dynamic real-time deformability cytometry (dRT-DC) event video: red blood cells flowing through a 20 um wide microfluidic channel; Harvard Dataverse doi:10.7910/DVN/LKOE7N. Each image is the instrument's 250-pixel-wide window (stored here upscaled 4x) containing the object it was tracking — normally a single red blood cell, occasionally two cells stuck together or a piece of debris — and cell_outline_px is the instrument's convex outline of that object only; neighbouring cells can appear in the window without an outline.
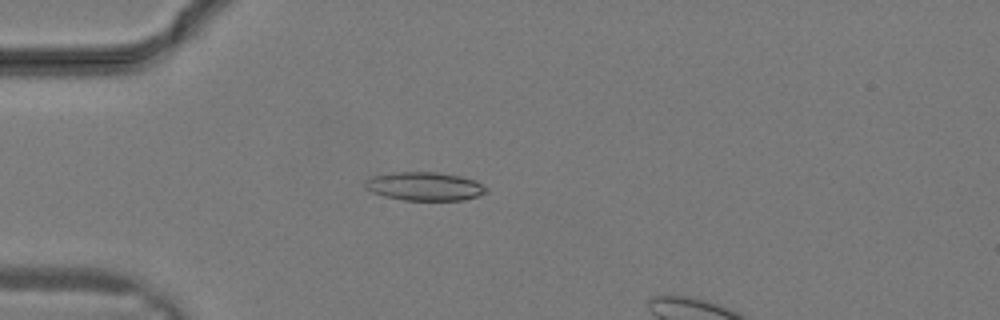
{"species": "common noctule bat (a hibernating species)", "species_latin": "Nyctalus noctula", "temperature_condition": "warm", "stored_images_in_passage": 11, "camera_frame_rate_fps": 3000, "um_per_image_px": 0.085, "animal": {"sex": "male", "body_mass_g": 19.2, "forearm_length_mm": 51.8}, "frame": {"image": 1, "passage_image": 8, "time_ms": 2.333, "image_size_px": [1000, 320], "cell_outline_px": [[488, 192], [464, 200], [404, 200], [384, 196], [372, 192], [364, 184], [364, 180], [372, 176], [392, 172], [436, 172], [460, 176], [476, 180], [488, 188]], "centroid_in_image_um": [36.1, 15.83], "position_along_channel_um": 48.9, "area_um2": 20.17}}